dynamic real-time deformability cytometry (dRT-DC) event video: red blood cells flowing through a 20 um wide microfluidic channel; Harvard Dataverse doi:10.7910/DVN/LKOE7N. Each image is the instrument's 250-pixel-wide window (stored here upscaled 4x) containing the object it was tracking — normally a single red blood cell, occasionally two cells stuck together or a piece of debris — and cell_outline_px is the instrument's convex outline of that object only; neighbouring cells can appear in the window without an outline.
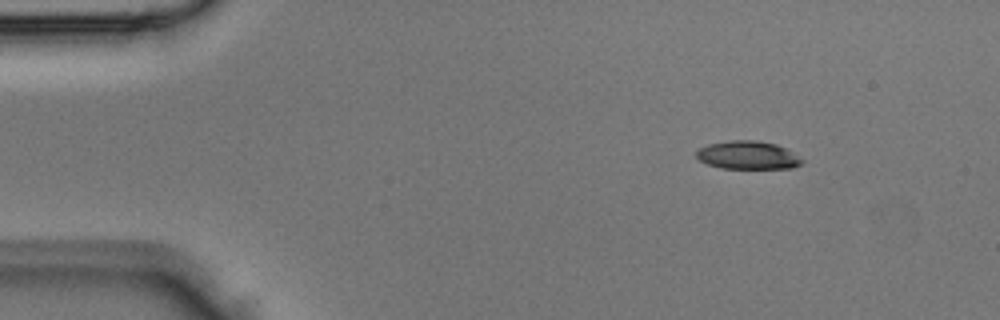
{"species": "Egyptian fruit bat (a non-hibernating species)", "species_latin": "Rousettus aegyptiacus", "temperature_condition": "room temperature", "stored_images_in_passage": 3, "camera_frame_rate_fps": 3000, "um_per_image_px": 0.085, "animal": {"sex": "male"}, "frame": {"image": 1, "passage_image": 1, "time_ms": 0.0, "image_size_px": [1000, 320], "cell_outline_px": [[804, 160], [800, 164], [792, 168], [720, 168], [708, 164], [700, 160], [696, 156], [696, 152], [700, 148], [708, 144], [728, 140], [756, 140], [776, 144], [788, 148]], "centroid_in_image_um": [63.58, 13.18], "position_along_channel_um": 21.4, "area_um2": 17.4}}
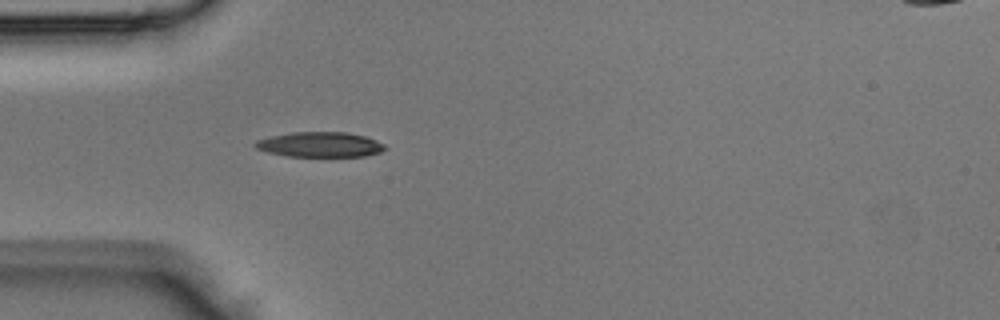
{"frame": {"image": 2, "passage_image": 3, "time_ms": 0.667, "image_size_px": [1000, 320], "cell_outline_px": [[388, 148], [380, 152], [364, 156], [288, 156], [268, 152], [256, 148], [252, 144], [256, 140], [272, 136], [292, 132], [348, 132], [364, 136], [376, 140], [384, 144]], "centroid_in_image_um": [27.21, 12.28], "position_along_channel_um": 57.8, "area_um2": 18.9}}